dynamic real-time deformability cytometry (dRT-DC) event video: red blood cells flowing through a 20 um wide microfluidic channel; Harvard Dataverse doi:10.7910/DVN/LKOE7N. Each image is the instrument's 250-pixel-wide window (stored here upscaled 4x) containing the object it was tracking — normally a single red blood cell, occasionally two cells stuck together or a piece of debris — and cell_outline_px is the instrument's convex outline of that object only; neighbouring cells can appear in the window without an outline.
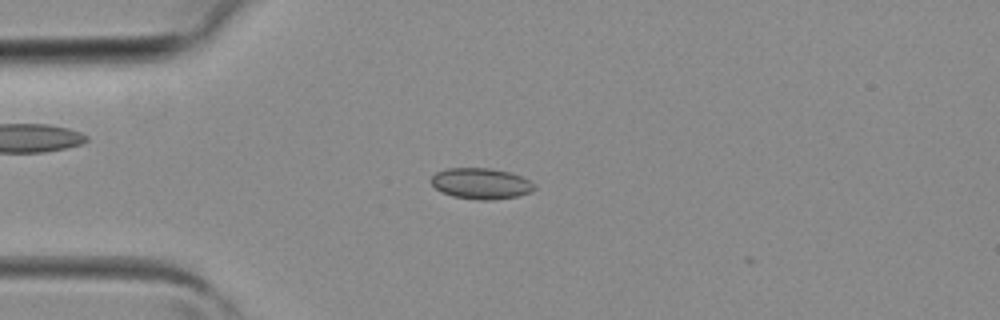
{"species": "common noctule bat (a hibernating species)", "species_latin": "Nyctalus noctula", "temperature_condition": "room temperature", "stored_images_in_passage": 2, "camera_frame_rate_fps": 3000, "um_per_image_px": 0.085, "animal": {"sex": "female", "body_mass_g": 19.3, "forearm_length_mm": 54.1}, "frame": {"image": 1, "passage_image": 2, "time_ms": 0.333, "image_size_px": [1000, 320], "cell_outline_px": [[536, 188], [532, 192], [516, 196], [492, 200], [480, 200], [452, 196], [440, 192], [428, 180], [436, 172], [448, 168], [492, 168], [512, 172], [536, 184]], "centroid_in_image_um": [40.88, 15.59], "position_along_channel_um": 44.1, "area_um2": 18.84}}